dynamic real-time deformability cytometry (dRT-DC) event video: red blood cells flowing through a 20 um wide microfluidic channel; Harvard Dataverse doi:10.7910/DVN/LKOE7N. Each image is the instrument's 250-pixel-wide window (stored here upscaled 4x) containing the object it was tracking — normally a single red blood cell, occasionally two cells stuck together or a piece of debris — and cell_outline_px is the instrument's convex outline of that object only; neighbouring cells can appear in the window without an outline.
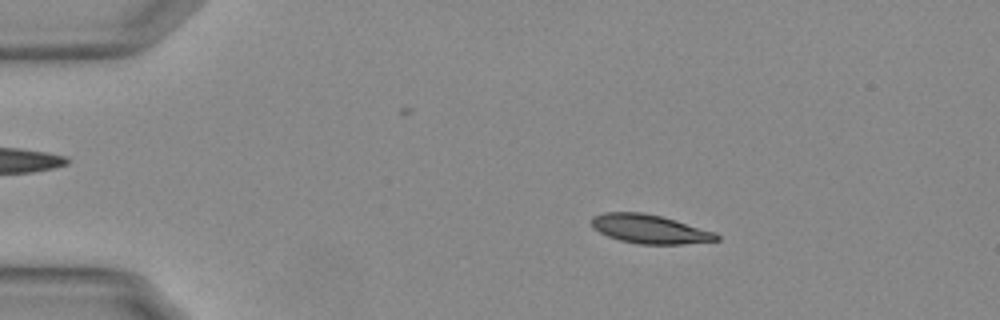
{"species": "Egyptian fruit bat (a non-hibernating species)", "species_latin": "Rousettus aegyptiacus", "temperature_condition": "warm", "stored_images_in_passage": 18, "camera_frame_rate_fps": 3000, "um_per_image_px": 0.085, "animal": {"sex": "female"}, "frame": {"image": 1, "passage_image": 1, "time_ms": 0.0, "image_size_px": [1000, 320], "cell_outline_px": [[720, 240], [684, 244], [640, 244], [620, 240], [608, 236], [600, 232], [592, 224], [592, 216], [604, 212], [644, 212], [676, 220], [716, 232], [720, 236]], "centroid_in_image_um": [55.27, 19.46], "position_along_channel_um": 29.7, "area_um2": 20.98}}
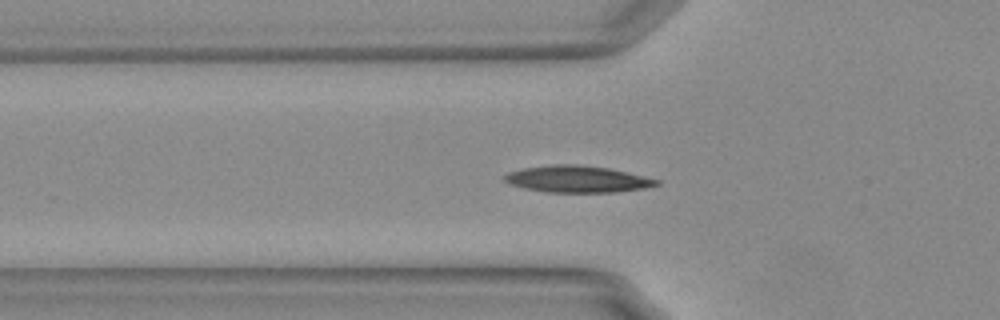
{"frame": {"image": 2, "passage_image": 10, "time_ms": 3.0, "image_size_px": [1000, 320], "cell_outline_px": [[660, 184], [644, 188], [616, 192], [548, 192], [524, 188], [512, 184], [504, 180], [504, 176], [508, 172], [524, 168], [552, 164], [576, 164], [608, 168], [660, 180]], "centroid_in_image_um": [49.07, 15.22], "position_along_channel_um": 76.7, "area_um2": 23.41}}
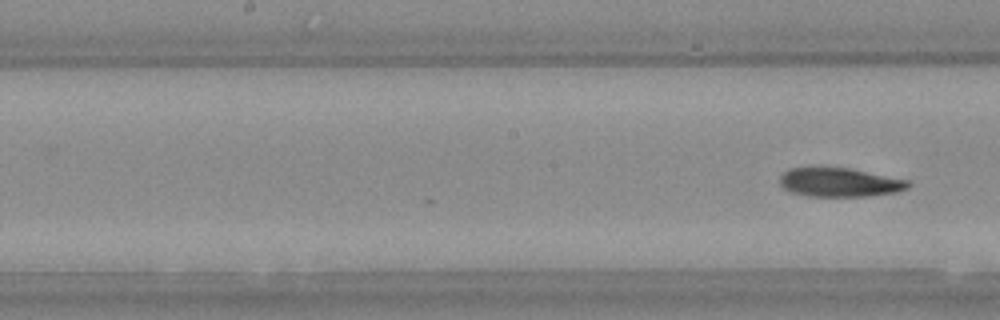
{"frame": {"image": 3, "passage_image": 18, "time_ms": 5.667, "image_size_px": [1000, 320], "cell_outline_px": [[912, 184], [908, 188], [896, 192], [868, 196], [808, 196], [788, 192], [780, 184], [780, 176], [788, 168], [812, 164], [848, 168], [908, 180]], "centroid_in_image_um": [71.27, 15.46], "position_along_channel_um": 176.9, "area_um2": 22.37}}